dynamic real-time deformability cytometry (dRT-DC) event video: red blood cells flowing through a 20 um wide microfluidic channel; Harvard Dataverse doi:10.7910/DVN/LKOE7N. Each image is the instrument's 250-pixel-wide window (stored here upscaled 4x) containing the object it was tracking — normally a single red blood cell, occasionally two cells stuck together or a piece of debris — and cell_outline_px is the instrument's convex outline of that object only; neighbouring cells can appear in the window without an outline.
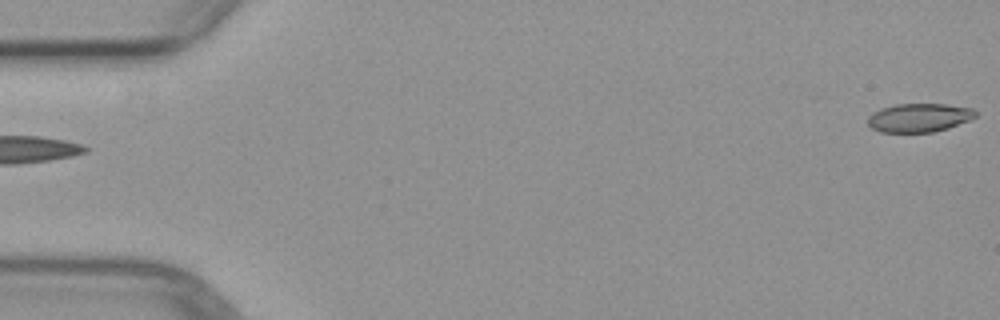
{"species": "common noctule bat (a hibernating species)", "species_latin": "Nyctalus noctula", "temperature_condition": "warm", "stored_images_in_passage": 5, "segment_of_instrument_passage": [2, 2], "camera_frame_rate_fps": 3000, "um_per_image_px": 0.085, "animal": {"sex": "female", "body_mass_g": 29.2, "forearm_length_mm": 56.3}, "frame": {"image": 1, "passage_image": 5, "time_ms": 5.667, "image_size_px": [1000, 320], "cell_outline_px": [[976, 116], [968, 120], [948, 128], [932, 132], [880, 132], [872, 128], [868, 124], [868, 116], [872, 112], [880, 108], [896, 104], [944, 104], [972, 108], [976, 112]], "centroid_in_image_um": [78.08, 10.0], "position_along_channel_um": 6.9, "area_um2": 17.92}}